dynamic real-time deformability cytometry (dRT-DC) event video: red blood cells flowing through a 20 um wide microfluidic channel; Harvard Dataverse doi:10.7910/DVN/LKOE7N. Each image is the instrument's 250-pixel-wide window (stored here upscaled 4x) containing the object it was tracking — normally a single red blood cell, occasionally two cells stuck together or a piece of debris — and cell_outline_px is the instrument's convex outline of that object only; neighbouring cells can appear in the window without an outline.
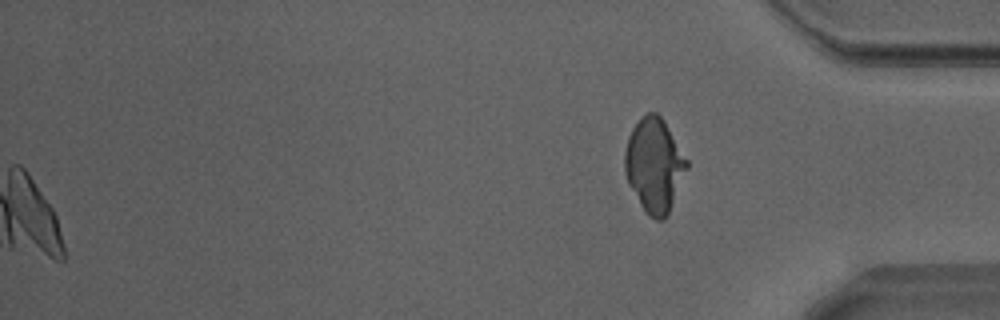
{"species": "Egyptian fruit bat (a non-hibernating species)", "species_latin": "Rousettus aegyptiacus", "temperature_condition": "warm", "stored_images_in_passage": 48, "camera_frame_rate_fps": 3000, "um_per_image_px": 0.085, "animal": {"sex": "male"}, "frame": {"image": 1, "passage_image": 48, "time_ms": 15.667, "image_size_px": [1000, 320], "cell_outline_px": [[688, 168], [668, 216], [664, 220], [656, 220], [648, 216], [640, 204], [628, 184], [624, 172], [624, 152], [628, 136], [632, 128], [640, 116], [648, 112], [656, 112], [664, 120], [688, 160]], "centroid_in_image_um": [55.61, 14.04], "position_along_channel_um": 379.6, "area_um2": 34.39}}